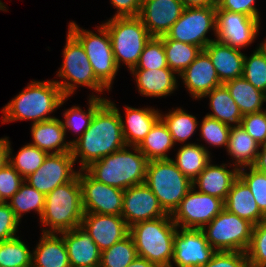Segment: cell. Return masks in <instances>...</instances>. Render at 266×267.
<instances>
[{"mask_svg": "<svg viewBox=\"0 0 266 267\" xmlns=\"http://www.w3.org/2000/svg\"><path fill=\"white\" fill-rule=\"evenodd\" d=\"M125 146L120 114L106 100L95 111L88 129L71 144V154L74 161L79 162V170H84Z\"/></svg>", "mask_w": 266, "mask_h": 267, "instance_id": "6da1fadb", "label": "cell"}, {"mask_svg": "<svg viewBox=\"0 0 266 267\" xmlns=\"http://www.w3.org/2000/svg\"><path fill=\"white\" fill-rule=\"evenodd\" d=\"M69 99L53 80H32L1 110L2 124L14 121L39 123L55 118L50 116Z\"/></svg>", "mask_w": 266, "mask_h": 267, "instance_id": "7a4b0ae2", "label": "cell"}, {"mask_svg": "<svg viewBox=\"0 0 266 267\" xmlns=\"http://www.w3.org/2000/svg\"><path fill=\"white\" fill-rule=\"evenodd\" d=\"M147 165L148 159L138 147L126 145L84 170L98 182L125 190L145 182Z\"/></svg>", "mask_w": 266, "mask_h": 267, "instance_id": "3957f363", "label": "cell"}, {"mask_svg": "<svg viewBox=\"0 0 266 267\" xmlns=\"http://www.w3.org/2000/svg\"><path fill=\"white\" fill-rule=\"evenodd\" d=\"M84 214L82 191L78 174L63 185L57 186L45 198L40 217L42 233L59 234L81 226Z\"/></svg>", "mask_w": 266, "mask_h": 267, "instance_id": "277c9868", "label": "cell"}, {"mask_svg": "<svg viewBox=\"0 0 266 267\" xmlns=\"http://www.w3.org/2000/svg\"><path fill=\"white\" fill-rule=\"evenodd\" d=\"M177 229L171 214H167L134 224L129 227V234L139 257L147 259L157 267H170Z\"/></svg>", "mask_w": 266, "mask_h": 267, "instance_id": "5b68a950", "label": "cell"}, {"mask_svg": "<svg viewBox=\"0 0 266 267\" xmlns=\"http://www.w3.org/2000/svg\"><path fill=\"white\" fill-rule=\"evenodd\" d=\"M66 43L62 51V65L56 73L59 80H54L60 87L65 97H71L79 86L90 88L89 97H101L103 91L110 90L95 76L88 56L81 43L69 32L66 33ZM97 93V95H96Z\"/></svg>", "mask_w": 266, "mask_h": 267, "instance_id": "8992f818", "label": "cell"}, {"mask_svg": "<svg viewBox=\"0 0 266 267\" xmlns=\"http://www.w3.org/2000/svg\"><path fill=\"white\" fill-rule=\"evenodd\" d=\"M102 24L108 30L118 68L125 64L130 72L152 36L139 17H110Z\"/></svg>", "mask_w": 266, "mask_h": 267, "instance_id": "52a82bcc", "label": "cell"}, {"mask_svg": "<svg viewBox=\"0 0 266 267\" xmlns=\"http://www.w3.org/2000/svg\"><path fill=\"white\" fill-rule=\"evenodd\" d=\"M167 214H172L193 187L171 160L148 161L145 182Z\"/></svg>", "mask_w": 266, "mask_h": 267, "instance_id": "ba28073f", "label": "cell"}, {"mask_svg": "<svg viewBox=\"0 0 266 267\" xmlns=\"http://www.w3.org/2000/svg\"><path fill=\"white\" fill-rule=\"evenodd\" d=\"M95 29L97 32L94 33L81 28L76 22L70 21L67 30L84 47L95 76L111 91L119 68L114 58L107 28L100 24Z\"/></svg>", "mask_w": 266, "mask_h": 267, "instance_id": "9c48e42d", "label": "cell"}, {"mask_svg": "<svg viewBox=\"0 0 266 267\" xmlns=\"http://www.w3.org/2000/svg\"><path fill=\"white\" fill-rule=\"evenodd\" d=\"M253 224L225 208L201 230L216 251L246 252L251 241Z\"/></svg>", "mask_w": 266, "mask_h": 267, "instance_id": "30bf717a", "label": "cell"}, {"mask_svg": "<svg viewBox=\"0 0 266 267\" xmlns=\"http://www.w3.org/2000/svg\"><path fill=\"white\" fill-rule=\"evenodd\" d=\"M211 31L215 36L213 39L206 37ZM160 38L192 44L203 50L211 41L216 40V6L185 8L166 35Z\"/></svg>", "mask_w": 266, "mask_h": 267, "instance_id": "8fae6325", "label": "cell"}, {"mask_svg": "<svg viewBox=\"0 0 266 267\" xmlns=\"http://www.w3.org/2000/svg\"><path fill=\"white\" fill-rule=\"evenodd\" d=\"M223 209L222 199L201 193L192 187L171 217L178 228L202 229Z\"/></svg>", "mask_w": 266, "mask_h": 267, "instance_id": "7c38bea8", "label": "cell"}, {"mask_svg": "<svg viewBox=\"0 0 266 267\" xmlns=\"http://www.w3.org/2000/svg\"><path fill=\"white\" fill-rule=\"evenodd\" d=\"M261 18L216 9V40L233 48L245 49L259 35Z\"/></svg>", "mask_w": 266, "mask_h": 267, "instance_id": "4fadbf2b", "label": "cell"}, {"mask_svg": "<svg viewBox=\"0 0 266 267\" xmlns=\"http://www.w3.org/2000/svg\"><path fill=\"white\" fill-rule=\"evenodd\" d=\"M84 213L121 215L124 190L93 179L85 170L78 171Z\"/></svg>", "mask_w": 266, "mask_h": 267, "instance_id": "5bb4252c", "label": "cell"}, {"mask_svg": "<svg viewBox=\"0 0 266 267\" xmlns=\"http://www.w3.org/2000/svg\"><path fill=\"white\" fill-rule=\"evenodd\" d=\"M173 247L170 267H202L217 252L210 246L201 229L178 228Z\"/></svg>", "mask_w": 266, "mask_h": 267, "instance_id": "9a60e30c", "label": "cell"}, {"mask_svg": "<svg viewBox=\"0 0 266 267\" xmlns=\"http://www.w3.org/2000/svg\"><path fill=\"white\" fill-rule=\"evenodd\" d=\"M76 162L71 152L48 154L41 167L25 178V182L40 193L47 195L57 186L70 182L79 169H74Z\"/></svg>", "mask_w": 266, "mask_h": 267, "instance_id": "2e32d148", "label": "cell"}, {"mask_svg": "<svg viewBox=\"0 0 266 267\" xmlns=\"http://www.w3.org/2000/svg\"><path fill=\"white\" fill-rule=\"evenodd\" d=\"M166 215L157 197L146 184L131 186L124 190L121 216L128 227Z\"/></svg>", "mask_w": 266, "mask_h": 267, "instance_id": "e0dca14e", "label": "cell"}, {"mask_svg": "<svg viewBox=\"0 0 266 267\" xmlns=\"http://www.w3.org/2000/svg\"><path fill=\"white\" fill-rule=\"evenodd\" d=\"M81 227L102 252L129 234V227L121 215L84 213Z\"/></svg>", "mask_w": 266, "mask_h": 267, "instance_id": "ac0fdd59", "label": "cell"}, {"mask_svg": "<svg viewBox=\"0 0 266 267\" xmlns=\"http://www.w3.org/2000/svg\"><path fill=\"white\" fill-rule=\"evenodd\" d=\"M185 7L180 0H143L139 18L152 37L166 35Z\"/></svg>", "mask_w": 266, "mask_h": 267, "instance_id": "d6986e66", "label": "cell"}, {"mask_svg": "<svg viewBox=\"0 0 266 267\" xmlns=\"http://www.w3.org/2000/svg\"><path fill=\"white\" fill-rule=\"evenodd\" d=\"M178 78L182 79L184 88L195 100H201L205 94L222 85L209 55L204 50H201Z\"/></svg>", "mask_w": 266, "mask_h": 267, "instance_id": "ffe728a7", "label": "cell"}, {"mask_svg": "<svg viewBox=\"0 0 266 267\" xmlns=\"http://www.w3.org/2000/svg\"><path fill=\"white\" fill-rule=\"evenodd\" d=\"M107 100L120 114L122 132L126 145L138 147L154 124L160 119L161 111L154 107L152 108V106L136 108L125 105V108L123 109L125 111L124 120L119 108L116 107V104L110 99Z\"/></svg>", "mask_w": 266, "mask_h": 267, "instance_id": "44dd1931", "label": "cell"}, {"mask_svg": "<svg viewBox=\"0 0 266 267\" xmlns=\"http://www.w3.org/2000/svg\"><path fill=\"white\" fill-rule=\"evenodd\" d=\"M212 162L211 160L207 164L192 184L197 191L217 197L225 202L234 181L239 177V169L230 163L218 165Z\"/></svg>", "mask_w": 266, "mask_h": 267, "instance_id": "7402d4cb", "label": "cell"}, {"mask_svg": "<svg viewBox=\"0 0 266 267\" xmlns=\"http://www.w3.org/2000/svg\"><path fill=\"white\" fill-rule=\"evenodd\" d=\"M138 93L143 97L163 98L178 89V75L169 67L160 69H132Z\"/></svg>", "mask_w": 266, "mask_h": 267, "instance_id": "603a6c76", "label": "cell"}, {"mask_svg": "<svg viewBox=\"0 0 266 267\" xmlns=\"http://www.w3.org/2000/svg\"><path fill=\"white\" fill-rule=\"evenodd\" d=\"M203 50L209 55L222 84L242 77L245 54L241 49L214 40Z\"/></svg>", "mask_w": 266, "mask_h": 267, "instance_id": "cb8c5ba5", "label": "cell"}, {"mask_svg": "<svg viewBox=\"0 0 266 267\" xmlns=\"http://www.w3.org/2000/svg\"><path fill=\"white\" fill-rule=\"evenodd\" d=\"M64 239L69 264L72 267L100 264L101 251L81 226L59 233Z\"/></svg>", "mask_w": 266, "mask_h": 267, "instance_id": "d4e9b609", "label": "cell"}, {"mask_svg": "<svg viewBox=\"0 0 266 267\" xmlns=\"http://www.w3.org/2000/svg\"><path fill=\"white\" fill-rule=\"evenodd\" d=\"M32 141L30 145L36 146L47 154L71 152V143L66 141V132L61 119L55 117L50 120L31 124Z\"/></svg>", "mask_w": 266, "mask_h": 267, "instance_id": "484cf974", "label": "cell"}, {"mask_svg": "<svg viewBox=\"0 0 266 267\" xmlns=\"http://www.w3.org/2000/svg\"><path fill=\"white\" fill-rule=\"evenodd\" d=\"M32 250V267H70L63 237L56 233H41Z\"/></svg>", "mask_w": 266, "mask_h": 267, "instance_id": "4316f807", "label": "cell"}, {"mask_svg": "<svg viewBox=\"0 0 266 267\" xmlns=\"http://www.w3.org/2000/svg\"><path fill=\"white\" fill-rule=\"evenodd\" d=\"M224 208L253 225H257L266 218L260 212L250 188L240 177L234 181L224 202Z\"/></svg>", "mask_w": 266, "mask_h": 267, "instance_id": "83f0119b", "label": "cell"}, {"mask_svg": "<svg viewBox=\"0 0 266 267\" xmlns=\"http://www.w3.org/2000/svg\"><path fill=\"white\" fill-rule=\"evenodd\" d=\"M207 97L209 108L212 110L206 114L207 116L225 123L229 128L241 126L243 115L224 84L214 88L201 99Z\"/></svg>", "mask_w": 266, "mask_h": 267, "instance_id": "f1b7e54d", "label": "cell"}, {"mask_svg": "<svg viewBox=\"0 0 266 267\" xmlns=\"http://www.w3.org/2000/svg\"><path fill=\"white\" fill-rule=\"evenodd\" d=\"M259 149L260 145L241 126L231 128L226 148L227 154L233 160L230 164L238 169L253 166Z\"/></svg>", "mask_w": 266, "mask_h": 267, "instance_id": "f546056e", "label": "cell"}, {"mask_svg": "<svg viewBox=\"0 0 266 267\" xmlns=\"http://www.w3.org/2000/svg\"><path fill=\"white\" fill-rule=\"evenodd\" d=\"M175 159L177 168L192 182L212 160V153L200 143H187L177 149Z\"/></svg>", "mask_w": 266, "mask_h": 267, "instance_id": "4dcf8cb0", "label": "cell"}, {"mask_svg": "<svg viewBox=\"0 0 266 267\" xmlns=\"http://www.w3.org/2000/svg\"><path fill=\"white\" fill-rule=\"evenodd\" d=\"M174 142L167 125L160 118L146 135L145 139L138 146L140 152L146 156L148 161L167 160ZM168 153V154H167Z\"/></svg>", "mask_w": 266, "mask_h": 267, "instance_id": "1f68e13d", "label": "cell"}, {"mask_svg": "<svg viewBox=\"0 0 266 267\" xmlns=\"http://www.w3.org/2000/svg\"><path fill=\"white\" fill-rule=\"evenodd\" d=\"M224 85L229 90L242 115L264 110L266 94L256 89L243 77L227 81Z\"/></svg>", "mask_w": 266, "mask_h": 267, "instance_id": "d6a6232c", "label": "cell"}, {"mask_svg": "<svg viewBox=\"0 0 266 267\" xmlns=\"http://www.w3.org/2000/svg\"><path fill=\"white\" fill-rule=\"evenodd\" d=\"M160 113V118L167 125L176 145L178 143L187 144L186 142L194 136L196 129L199 128L200 121H197V117L185 111L183 107L172 108L165 114Z\"/></svg>", "mask_w": 266, "mask_h": 267, "instance_id": "836d02e7", "label": "cell"}, {"mask_svg": "<svg viewBox=\"0 0 266 267\" xmlns=\"http://www.w3.org/2000/svg\"><path fill=\"white\" fill-rule=\"evenodd\" d=\"M88 108L84 110L80 106L73 105L69 109H65L63 112L64 120H61L64 126V130L74 133L76 138L70 140L72 144L77 138H80L83 133L88 129L95 111L107 100V98L87 97ZM83 109V110H82ZM78 136V137H77Z\"/></svg>", "mask_w": 266, "mask_h": 267, "instance_id": "e575fe53", "label": "cell"}, {"mask_svg": "<svg viewBox=\"0 0 266 267\" xmlns=\"http://www.w3.org/2000/svg\"><path fill=\"white\" fill-rule=\"evenodd\" d=\"M45 198L46 195L24 181L17 193L7 203L21 222L25 213L31 211H34L40 219L45 206Z\"/></svg>", "mask_w": 266, "mask_h": 267, "instance_id": "d590c367", "label": "cell"}, {"mask_svg": "<svg viewBox=\"0 0 266 267\" xmlns=\"http://www.w3.org/2000/svg\"><path fill=\"white\" fill-rule=\"evenodd\" d=\"M161 39L163 40L168 67L177 75L182 73L202 50L198 46L170 38Z\"/></svg>", "mask_w": 266, "mask_h": 267, "instance_id": "8d00e7d4", "label": "cell"}, {"mask_svg": "<svg viewBox=\"0 0 266 267\" xmlns=\"http://www.w3.org/2000/svg\"><path fill=\"white\" fill-rule=\"evenodd\" d=\"M9 164L25 179L38 170L48 155L36 146L27 143L23 145L16 155H13L11 141L8 137Z\"/></svg>", "mask_w": 266, "mask_h": 267, "instance_id": "74e56055", "label": "cell"}, {"mask_svg": "<svg viewBox=\"0 0 266 267\" xmlns=\"http://www.w3.org/2000/svg\"><path fill=\"white\" fill-rule=\"evenodd\" d=\"M20 236L0 242V267H32V251Z\"/></svg>", "mask_w": 266, "mask_h": 267, "instance_id": "f35d334b", "label": "cell"}, {"mask_svg": "<svg viewBox=\"0 0 266 267\" xmlns=\"http://www.w3.org/2000/svg\"><path fill=\"white\" fill-rule=\"evenodd\" d=\"M137 251L130 234L103 250L100 257L101 267H127L136 257Z\"/></svg>", "mask_w": 266, "mask_h": 267, "instance_id": "ab89813d", "label": "cell"}, {"mask_svg": "<svg viewBox=\"0 0 266 267\" xmlns=\"http://www.w3.org/2000/svg\"><path fill=\"white\" fill-rule=\"evenodd\" d=\"M242 77L266 94V57L257 47L250 56L245 54Z\"/></svg>", "mask_w": 266, "mask_h": 267, "instance_id": "60d3db41", "label": "cell"}, {"mask_svg": "<svg viewBox=\"0 0 266 267\" xmlns=\"http://www.w3.org/2000/svg\"><path fill=\"white\" fill-rule=\"evenodd\" d=\"M200 123L199 136L201 135V139L209 145L208 147H224L226 150L231 128H229L225 123L207 115L202 118Z\"/></svg>", "mask_w": 266, "mask_h": 267, "instance_id": "b9f144b4", "label": "cell"}, {"mask_svg": "<svg viewBox=\"0 0 266 267\" xmlns=\"http://www.w3.org/2000/svg\"><path fill=\"white\" fill-rule=\"evenodd\" d=\"M168 67L163 40L160 37H151L142 51L134 69H160Z\"/></svg>", "mask_w": 266, "mask_h": 267, "instance_id": "7bdbcfd3", "label": "cell"}, {"mask_svg": "<svg viewBox=\"0 0 266 267\" xmlns=\"http://www.w3.org/2000/svg\"><path fill=\"white\" fill-rule=\"evenodd\" d=\"M239 177L250 188L260 212L266 217V173L253 166L244 167L239 169Z\"/></svg>", "mask_w": 266, "mask_h": 267, "instance_id": "ee69618b", "label": "cell"}, {"mask_svg": "<svg viewBox=\"0 0 266 267\" xmlns=\"http://www.w3.org/2000/svg\"><path fill=\"white\" fill-rule=\"evenodd\" d=\"M246 254L249 267H266V218L253 226Z\"/></svg>", "mask_w": 266, "mask_h": 267, "instance_id": "f6af8a7d", "label": "cell"}, {"mask_svg": "<svg viewBox=\"0 0 266 267\" xmlns=\"http://www.w3.org/2000/svg\"><path fill=\"white\" fill-rule=\"evenodd\" d=\"M25 179L8 163L0 169V196L8 202L19 190Z\"/></svg>", "mask_w": 266, "mask_h": 267, "instance_id": "bcb514c9", "label": "cell"}, {"mask_svg": "<svg viewBox=\"0 0 266 267\" xmlns=\"http://www.w3.org/2000/svg\"><path fill=\"white\" fill-rule=\"evenodd\" d=\"M241 128H243L260 146L266 144V113L264 110L243 115Z\"/></svg>", "mask_w": 266, "mask_h": 267, "instance_id": "7dc6e473", "label": "cell"}, {"mask_svg": "<svg viewBox=\"0 0 266 267\" xmlns=\"http://www.w3.org/2000/svg\"><path fill=\"white\" fill-rule=\"evenodd\" d=\"M20 220L7 202L0 204V242L16 237L19 231Z\"/></svg>", "mask_w": 266, "mask_h": 267, "instance_id": "c3c4849f", "label": "cell"}, {"mask_svg": "<svg viewBox=\"0 0 266 267\" xmlns=\"http://www.w3.org/2000/svg\"><path fill=\"white\" fill-rule=\"evenodd\" d=\"M202 267H249L246 252L217 251Z\"/></svg>", "mask_w": 266, "mask_h": 267, "instance_id": "681fc988", "label": "cell"}, {"mask_svg": "<svg viewBox=\"0 0 266 267\" xmlns=\"http://www.w3.org/2000/svg\"><path fill=\"white\" fill-rule=\"evenodd\" d=\"M256 0H222L216 9H224L230 12L242 13L252 18H260L259 9L255 5Z\"/></svg>", "mask_w": 266, "mask_h": 267, "instance_id": "f907efd6", "label": "cell"}, {"mask_svg": "<svg viewBox=\"0 0 266 267\" xmlns=\"http://www.w3.org/2000/svg\"><path fill=\"white\" fill-rule=\"evenodd\" d=\"M143 0H110L112 7L116 8L113 17H138Z\"/></svg>", "mask_w": 266, "mask_h": 267, "instance_id": "816d5d0a", "label": "cell"}, {"mask_svg": "<svg viewBox=\"0 0 266 267\" xmlns=\"http://www.w3.org/2000/svg\"><path fill=\"white\" fill-rule=\"evenodd\" d=\"M9 163L8 137L0 138V169Z\"/></svg>", "mask_w": 266, "mask_h": 267, "instance_id": "f5cc1de1", "label": "cell"}, {"mask_svg": "<svg viewBox=\"0 0 266 267\" xmlns=\"http://www.w3.org/2000/svg\"><path fill=\"white\" fill-rule=\"evenodd\" d=\"M253 167L260 172L266 173V144L260 146L259 153L257 154Z\"/></svg>", "mask_w": 266, "mask_h": 267, "instance_id": "db71d44e", "label": "cell"}, {"mask_svg": "<svg viewBox=\"0 0 266 267\" xmlns=\"http://www.w3.org/2000/svg\"><path fill=\"white\" fill-rule=\"evenodd\" d=\"M185 8L209 7L214 6L210 0H180Z\"/></svg>", "mask_w": 266, "mask_h": 267, "instance_id": "11a10c76", "label": "cell"}, {"mask_svg": "<svg viewBox=\"0 0 266 267\" xmlns=\"http://www.w3.org/2000/svg\"><path fill=\"white\" fill-rule=\"evenodd\" d=\"M127 267H157L147 259L137 256Z\"/></svg>", "mask_w": 266, "mask_h": 267, "instance_id": "9f6ffc18", "label": "cell"}, {"mask_svg": "<svg viewBox=\"0 0 266 267\" xmlns=\"http://www.w3.org/2000/svg\"><path fill=\"white\" fill-rule=\"evenodd\" d=\"M264 41H261L259 46L257 47L261 53L266 57V39H263Z\"/></svg>", "mask_w": 266, "mask_h": 267, "instance_id": "6f0895ef", "label": "cell"}, {"mask_svg": "<svg viewBox=\"0 0 266 267\" xmlns=\"http://www.w3.org/2000/svg\"><path fill=\"white\" fill-rule=\"evenodd\" d=\"M222 0H210V2L215 5V6H218L220 4Z\"/></svg>", "mask_w": 266, "mask_h": 267, "instance_id": "680465c9", "label": "cell"}, {"mask_svg": "<svg viewBox=\"0 0 266 267\" xmlns=\"http://www.w3.org/2000/svg\"><path fill=\"white\" fill-rule=\"evenodd\" d=\"M70 267H72V266H70ZM78 267H101V266H100V264H98V265H92V266H78Z\"/></svg>", "mask_w": 266, "mask_h": 267, "instance_id": "91938a15", "label": "cell"}]
</instances>
